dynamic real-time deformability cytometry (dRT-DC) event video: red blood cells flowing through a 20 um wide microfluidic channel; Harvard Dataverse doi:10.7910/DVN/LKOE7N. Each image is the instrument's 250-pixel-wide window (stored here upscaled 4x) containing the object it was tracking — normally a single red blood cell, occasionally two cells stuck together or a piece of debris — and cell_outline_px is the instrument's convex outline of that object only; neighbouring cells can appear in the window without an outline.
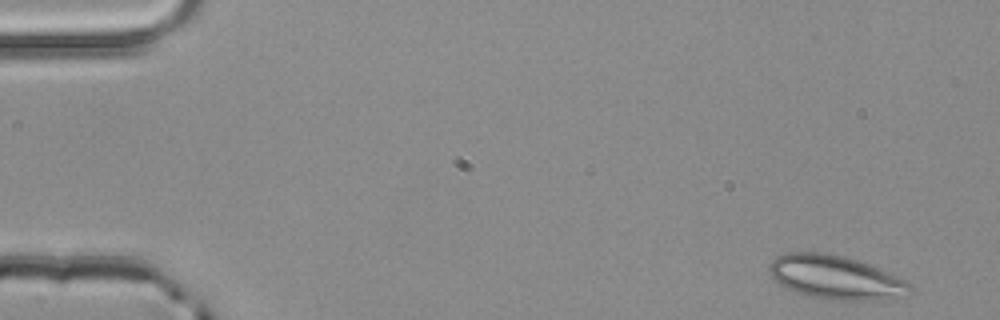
{"species": "common noctule bat (a hibernating species)", "species_latin": "Nyctalus noctula", "temperature_condition": "room temperature", "stored_images_in_passage": 4, "camera_frame_rate_fps": 3000, "um_per_image_px": 0.085, "animal": {"sex": "male", "body_mass_g": 20.4}, "frame": {"image": 1, "passage_image": 1, "time_ms": 0.0, "image_size_px": [1000, 320], "cell_outline_px": [[912, 288], [904, 296], [884, 300], [836, 300], [812, 296], [788, 288], [780, 284], [768, 272], [768, 264], [776, 256], [788, 252], [820, 252], [844, 256], [868, 264], [896, 276], [912, 284]], "centroid_in_image_um": [71.02, 23.57], "position_along_channel_um": 14.0, "area_um2": 35.49}}